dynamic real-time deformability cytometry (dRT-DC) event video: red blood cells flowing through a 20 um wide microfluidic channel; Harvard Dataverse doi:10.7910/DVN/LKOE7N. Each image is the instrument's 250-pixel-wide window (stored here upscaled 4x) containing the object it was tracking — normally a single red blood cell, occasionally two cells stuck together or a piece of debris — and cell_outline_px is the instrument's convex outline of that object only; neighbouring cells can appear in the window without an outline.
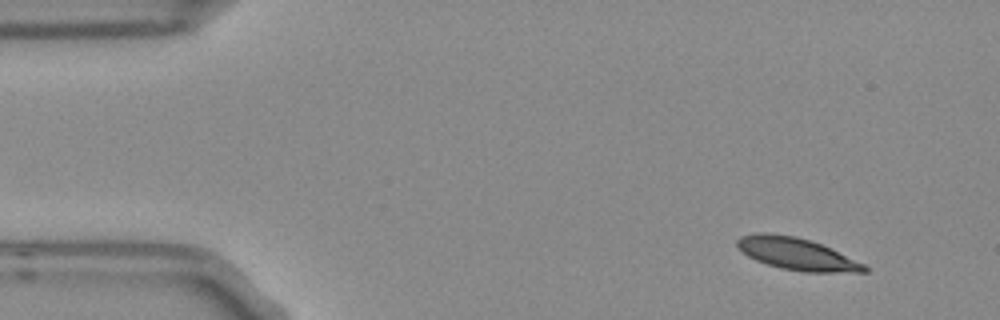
{"species": "Egyptian fruit bat (a non-hibernating species)", "species_latin": "Rousettus aegyptiacus", "temperature_condition": "room temperature", "stored_images_in_passage": 3, "segment_of_instrument_passage": [2, 2], "camera_frame_rate_fps": 3000, "um_per_image_px": 0.085, "frame": {"image": 1, "passage_image": 3, "time_ms": 0.667, "image_size_px": [1000, 320], "cell_outline_px": [[868, 272], [804, 272], [780, 268], [756, 260], [748, 256], [736, 244], [736, 240], [740, 236], [760, 232], [764, 232], [796, 236], [820, 244], [864, 264], [868, 268]], "centroid_in_image_um": [67.69, 21.58], "position_along_channel_um": 17.3, "area_um2": 23.41}}